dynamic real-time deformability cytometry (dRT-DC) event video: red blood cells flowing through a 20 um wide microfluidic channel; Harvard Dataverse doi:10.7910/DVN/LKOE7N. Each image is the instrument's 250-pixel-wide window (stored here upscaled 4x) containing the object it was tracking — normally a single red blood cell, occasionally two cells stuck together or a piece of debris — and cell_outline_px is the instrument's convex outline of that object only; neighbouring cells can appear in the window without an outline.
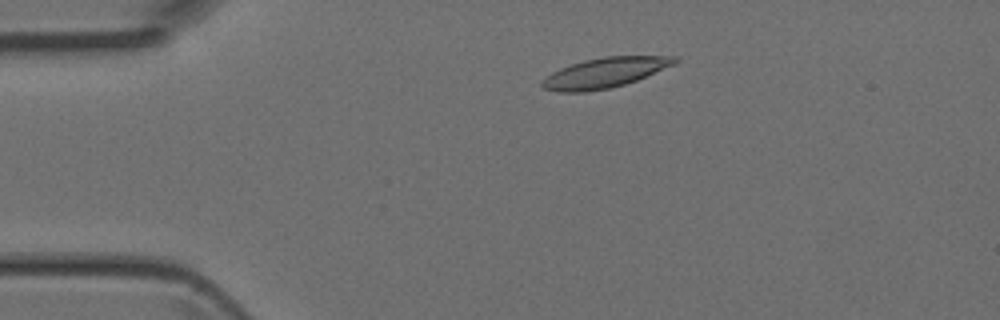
{"species": "Egyptian fruit bat (a non-hibernating species)", "species_latin": "Rousettus aegyptiacus", "temperature_condition": "room temperature", "stored_images_in_passage": 3, "camera_frame_rate_fps": 3000, "um_per_image_px": 0.085, "animal": {"sex": "female"}, "frame": {"image": 1, "passage_image": 2, "time_ms": 0.333, "image_size_px": [1000, 320], "cell_outline_px": [[680, 60], [676, 64], [636, 80], [624, 84], [608, 88], [588, 92], [556, 92], [544, 88], [540, 84], [540, 80], [552, 72], [560, 68], [584, 60], [604, 56], [676, 56]], "centroid_in_image_um": [51.39, 6.18], "position_along_channel_um": 33.6, "area_um2": 23.29}}